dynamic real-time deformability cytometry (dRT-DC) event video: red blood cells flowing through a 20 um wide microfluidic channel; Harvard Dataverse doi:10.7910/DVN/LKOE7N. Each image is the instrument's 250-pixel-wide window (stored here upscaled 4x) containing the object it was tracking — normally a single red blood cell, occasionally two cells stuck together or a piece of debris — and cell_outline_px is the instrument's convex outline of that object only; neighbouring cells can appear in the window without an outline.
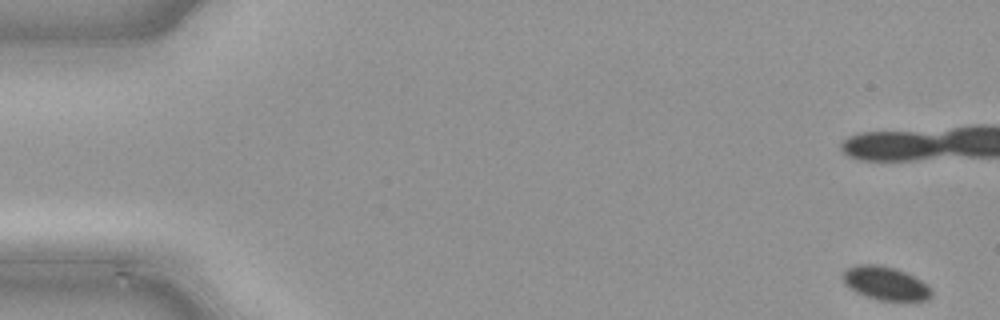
{"species": "common noctule bat (a hibernating species)", "species_latin": "Nyctalus noctula", "temperature_condition": "cold", "stored_images_in_passage": 9, "camera_frame_rate_fps": 3000, "um_per_image_px": 0.085, "animal": {"sex": "male", "body_mass_g": 21.5, "forearm_length_mm": 52.0}, "frame": {"image": 1, "passage_image": 1, "time_ms": 0.0, "image_size_px": [1000, 320], "cell_outline_px": [[932, 296], [928, 300], [880, 300], [856, 292], [848, 288], [844, 284], [840, 276], [848, 268], [856, 264], [876, 264], [896, 268], [928, 284], [932, 292]], "centroid_in_image_um": [75.23, 24.07], "position_along_channel_um": 9.8, "area_um2": 17.28}}